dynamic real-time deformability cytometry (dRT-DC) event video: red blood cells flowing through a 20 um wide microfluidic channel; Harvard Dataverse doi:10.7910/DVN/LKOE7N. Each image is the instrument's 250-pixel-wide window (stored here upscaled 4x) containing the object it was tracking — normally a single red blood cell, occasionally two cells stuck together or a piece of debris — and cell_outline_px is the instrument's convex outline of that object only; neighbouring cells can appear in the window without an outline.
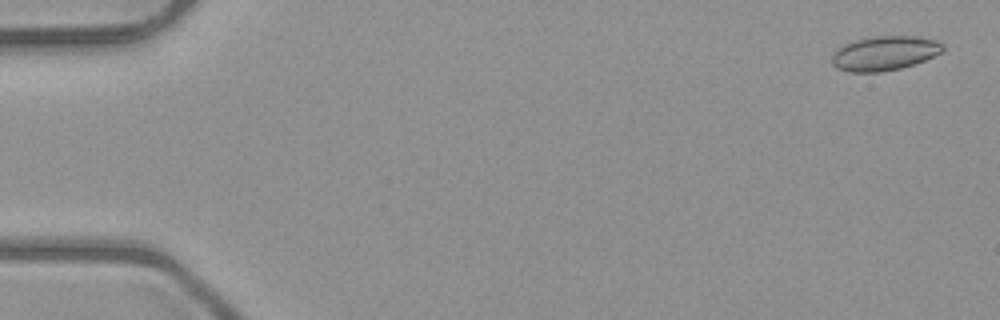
{"species": "common noctule bat (a hibernating species)", "species_latin": "Nyctalus noctula", "temperature_condition": "room temperature", "stored_images_in_passage": 47, "camera_frame_rate_fps": 3000, "um_per_image_px": 0.085, "animal": {"sex": "male", "body_mass_g": 23.1, "forearm_length_mm": 52.7}, "frame": {"image": 1, "passage_image": 2, "time_ms": 0.333, "image_size_px": [1000, 320], "cell_outline_px": [[944, 48], [940, 52], [924, 60], [900, 68], [880, 72], [848, 72], [836, 68], [832, 64], [832, 52], [836, 48], [844, 44], [856, 40], [876, 36], [920, 36], [936, 40], [944, 44]], "centroid_in_image_um": [75.15, 4.52], "position_along_channel_um": 9.9, "area_um2": 22.25}}
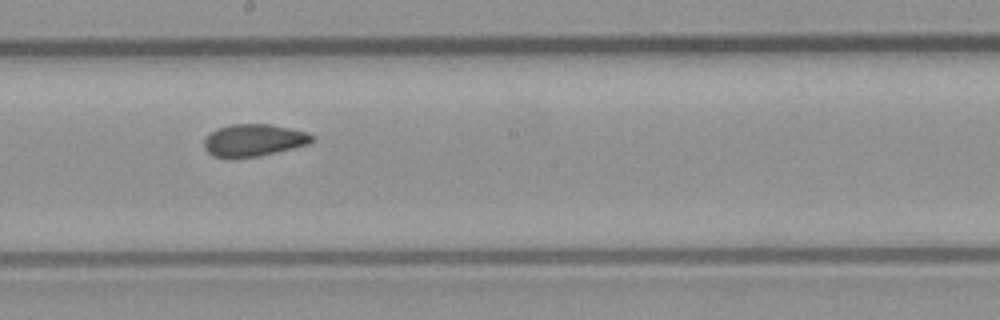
{"frame": {"image": 2, "passage_image": 29, "time_ms": 9.333, "image_size_px": [1000, 320], "cell_outline_px": [[316, 140], [308, 144], [260, 156], [212, 156], [204, 148], [204, 140], [216, 128], [232, 124], [272, 124], [308, 132], [316, 136]], "centroid_in_image_um": [21.63, 11.89], "position_along_channel_um": 226.6, "area_um2": 20.06}}
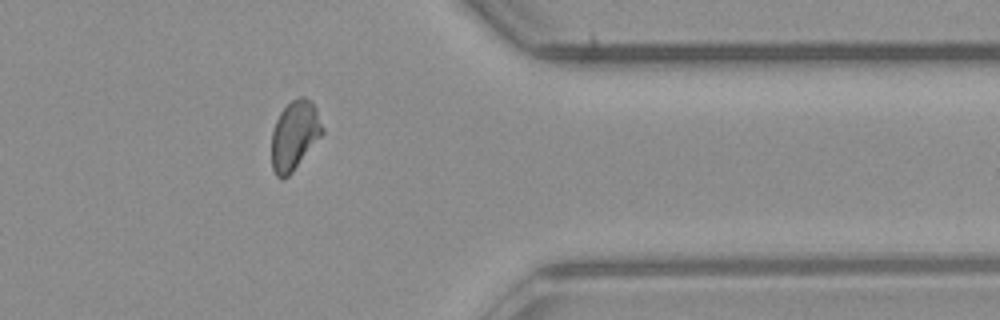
{"frame": {"image": 3, "passage_image": 42, "time_ms": 13.667, "image_size_px": [1000, 320], "cell_outline_px": [[324, 132], [292, 172], [288, 176], [276, 176], [272, 168], [272, 132], [276, 120], [280, 112], [292, 100], [300, 96], [304, 96], [312, 100], [316, 108], [324, 128]], "centroid_in_image_um": [25.05, 11.46], "position_along_channel_um": 386.3, "area_um2": 20.29}, "authors_computed_cell_mechanics": {"area_um2": 20.519, "velocity_mm_per_s": 4.0365, "shape_relaxation_time_tau1_ms": null, "shape_relaxation_time_tau2_ms": 1.8502, "deformation_change_tau1": null, "deformation_change_tau2": 0.0671}}